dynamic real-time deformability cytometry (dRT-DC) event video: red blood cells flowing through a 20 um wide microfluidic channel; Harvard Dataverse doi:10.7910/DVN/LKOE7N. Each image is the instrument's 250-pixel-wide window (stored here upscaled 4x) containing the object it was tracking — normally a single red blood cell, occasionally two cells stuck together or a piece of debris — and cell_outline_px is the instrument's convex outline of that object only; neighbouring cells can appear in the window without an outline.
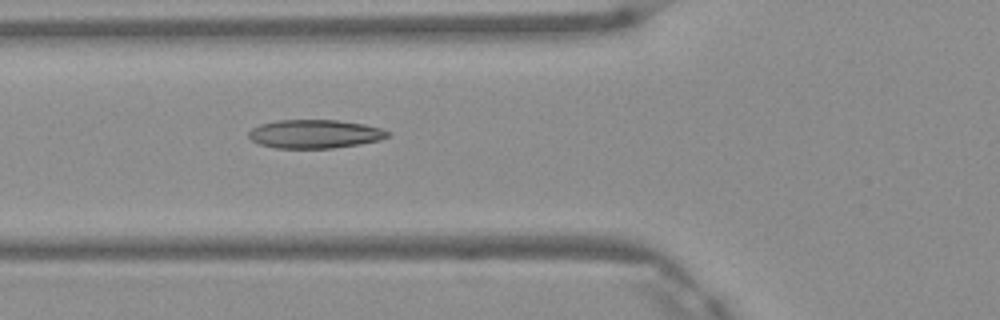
{"species": "Egyptian fruit bat (a non-hibernating species)", "species_latin": "Rousettus aegyptiacus", "temperature_condition": "warm", "stored_images_in_passage": 5, "camera_frame_rate_fps": 3000, "um_per_image_px": 0.085, "frame": {"image": 1, "passage_image": 5, "time_ms": 1.333, "image_size_px": [1000, 320], "cell_outline_px": [[392, 132], [388, 136], [380, 140], [360, 144], [332, 148], [276, 148], [260, 144], [252, 140], [248, 136], [248, 132], [252, 128], [260, 124], [276, 120], [336, 120], [364, 124], [380, 128]], "centroid_in_image_um": [26.76, 11.38], "position_along_channel_um": 99.0, "area_um2": 23.18}}